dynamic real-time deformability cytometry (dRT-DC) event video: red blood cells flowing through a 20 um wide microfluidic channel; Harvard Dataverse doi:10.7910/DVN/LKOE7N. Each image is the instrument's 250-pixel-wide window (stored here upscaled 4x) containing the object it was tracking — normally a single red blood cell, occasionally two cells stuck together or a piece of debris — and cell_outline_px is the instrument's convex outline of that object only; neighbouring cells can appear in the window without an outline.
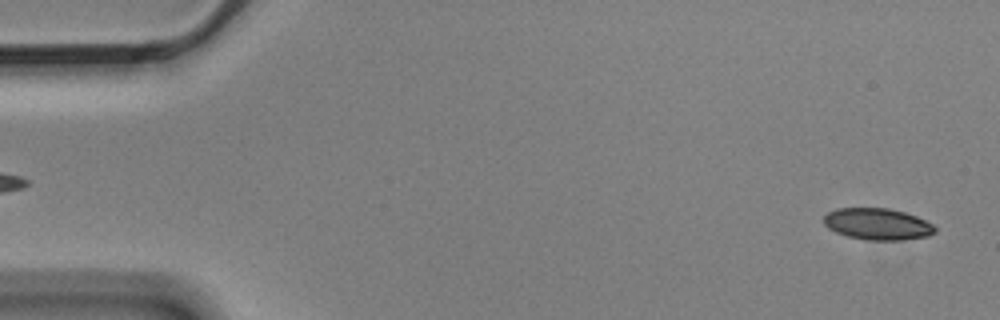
{"species": "Egyptian fruit bat (a non-hibernating species)", "species_latin": "Rousettus aegyptiacus", "temperature_condition": "cold", "stored_images_in_passage": 4, "segment_of_instrument_passage": [2, 2], "camera_frame_rate_fps": 3000, "um_per_image_px": 0.085, "animal": {"sex": "male"}, "frame": {"image": 1, "passage_image": 4, "time_ms": 1.0, "image_size_px": [1000, 320], "cell_outline_px": [[936, 232], [928, 236], [900, 240], [864, 240], [848, 236], [836, 232], [828, 228], [824, 224], [824, 216], [828, 212], [836, 208], [888, 208], [904, 212], [916, 216], [932, 224], [936, 228]], "centroid_in_image_um": [74.58, 19.04], "position_along_channel_um": 10.4, "area_um2": 20.46}}